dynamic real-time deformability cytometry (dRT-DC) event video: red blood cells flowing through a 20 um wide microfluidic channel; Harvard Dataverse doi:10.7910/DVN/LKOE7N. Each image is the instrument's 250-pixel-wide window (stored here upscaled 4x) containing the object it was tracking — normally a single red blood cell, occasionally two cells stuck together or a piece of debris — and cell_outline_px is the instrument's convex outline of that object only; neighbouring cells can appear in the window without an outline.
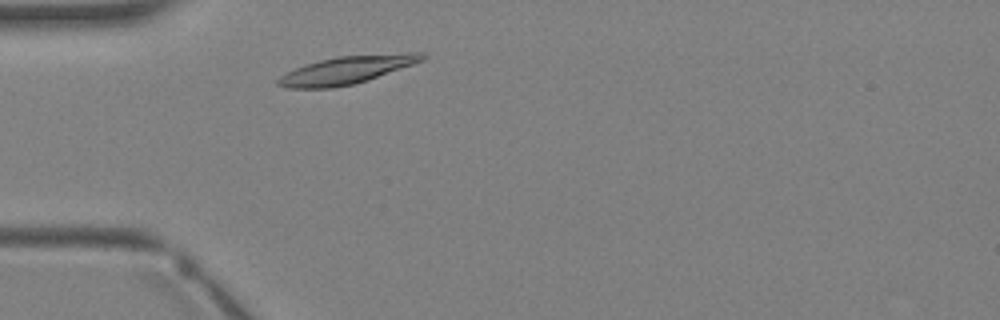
{"species": "Egyptian fruit bat (a non-hibernating species)", "species_latin": "Rousettus aegyptiacus", "temperature_condition": "warm", "stored_images_in_passage": 2, "camera_frame_rate_fps": 3000, "um_per_image_px": 0.085, "animal": {"sex": "female"}, "frame": {"image": 1, "passage_image": 1, "time_ms": 0.0, "image_size_px": [1000, 320], "cell_outline_px": [[428, 56], [424, 60], [368, 80], [352, 84], [332, 88], [284, 88], [276, 84], [276, 80], [280, 76], [304, 64], [336, 56], [408, 52], [424, 52]], "centroid_in_image_um": [29.49, 5.94], "position_along_channel_um": 55.5, "area_um2": 23.47}}